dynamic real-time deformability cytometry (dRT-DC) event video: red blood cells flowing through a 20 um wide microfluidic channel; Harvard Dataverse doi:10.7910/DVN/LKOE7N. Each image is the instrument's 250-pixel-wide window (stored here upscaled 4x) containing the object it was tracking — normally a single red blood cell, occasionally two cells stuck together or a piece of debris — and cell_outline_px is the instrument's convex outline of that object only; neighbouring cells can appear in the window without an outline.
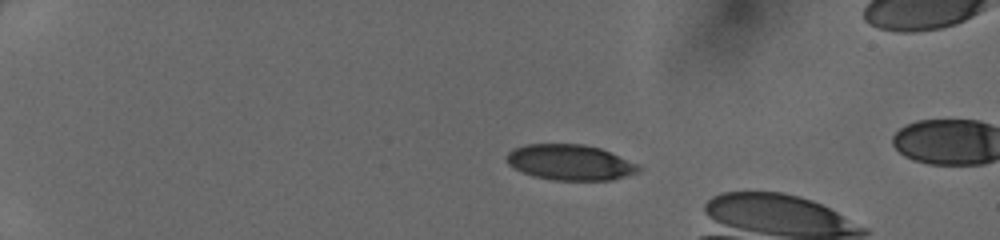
{"species": "human", "species_latin": "Homo sapiens", "temperature_condition": "cold", "stored_images_in_passage": 37, "camera_frame_rate_fps": 3000, "um_per_image_px": 0.085, "donor": {"sex": "female"}, "frame": {"image": 1, "passage_image": 1, "time_ms": 0.0, "image_size_px": [1000, 240], "cell_outline_px": [[644, 168], [640, 172], [612, 180], [552, 180], [532, 176], [508, 164], [504, 160], [504, 156], [512, 148], [524, 144], [584, 144], [600, 148], [640, 164]], "centroid_in_image_um": [48.47, 13.8], "position_along_channel_um": 36.5, "area_um2": 27.8}}
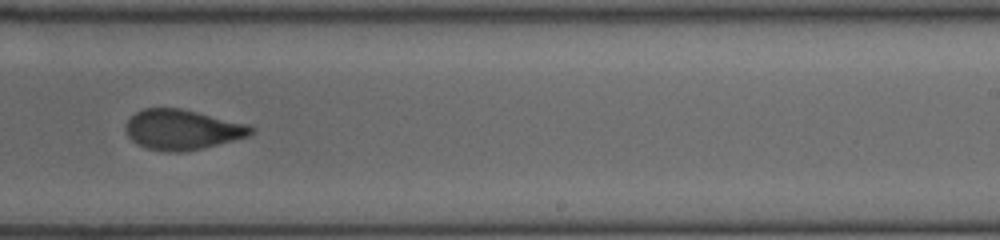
{"frame": {"image": 2, "passage_image": 23, "time_ms": 7.333, "image_size_px": [1000, 240], "cell_outline_px": [[256, 128], [248, 136], [200, 148], [180, 152], [164, 152], [148, 148], [136, 144], [128, 136], [124, 128], [128, 120], [136, 112], [144, 108], [180, 108], [248, 124]], "centroid_in_image_um": [15.46, 11.01], "position_along_channel_um": 273.5, "area_um2": 29.02}}
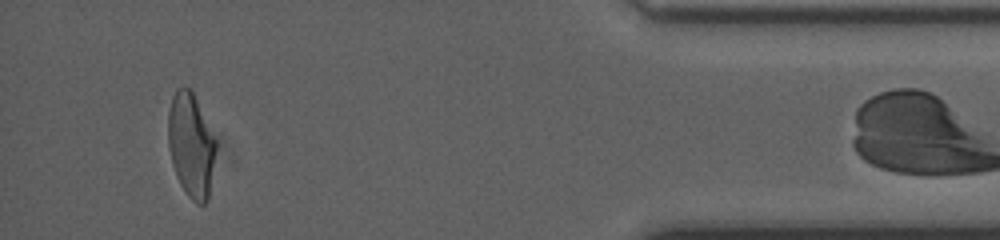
{"frame": {"image": 3, "passage_image": 36, "time_ms": 11.667, "image_size_px": [1000, 240], "cell_outline_px": [[216, 148], [208, 200], [204, 204], [196, 204], [188, 196], [180, 184], [176, 176], [172, 164], [168, 148], [168, 112], [172, 96], [176, 88], [192, 88], [216, 140]], "centroid_in_image_um": [16.23, 12.32], "position_along_channel_um": 419.0, "area_um2": 29.25}}